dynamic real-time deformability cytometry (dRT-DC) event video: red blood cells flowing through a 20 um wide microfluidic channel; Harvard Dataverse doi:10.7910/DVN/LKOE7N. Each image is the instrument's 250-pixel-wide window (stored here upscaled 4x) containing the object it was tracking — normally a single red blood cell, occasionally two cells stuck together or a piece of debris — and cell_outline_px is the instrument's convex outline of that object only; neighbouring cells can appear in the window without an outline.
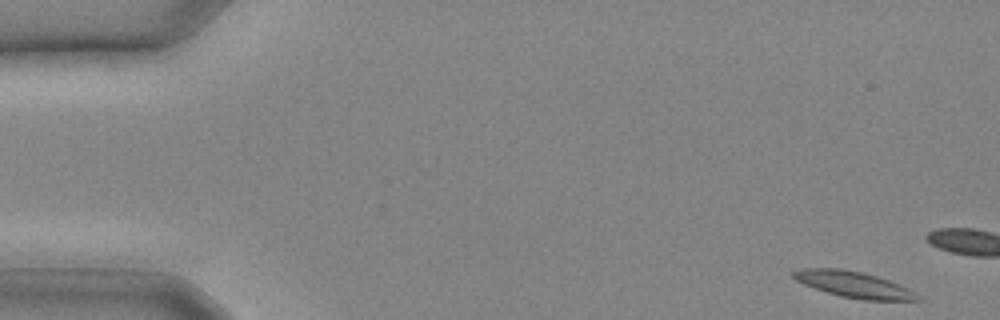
{"species": "common noctule bat (a hibernating species)", "species_latin": "Nyctalus noctula", "temperature_condition": "cold", "stored_images_in_passage": 28, "segment_of_instrument_passage": [1, 3], "camera_frame_rate_fps": 3000, "um_per_image_px": 0.085, "animal": {"sex": "male", "body_mass_g": 20.4}, "frame": {"image": 1, "passage_image": 1, "time_ms": 0.0, "image_size_px": [1000, 320], "cell_outline_px": [[924, 300], [864, 300], [840, 296], [804, 284], [796, 280], [792, 276], [792, 272], [804, 268], [840, 268], [860, 272], [876, 276], [888, 280], [908, 288]], "centroid_in_image_um": [72.57, 24.18], "position_along_channel_um": 12.4, "area_um2": 18.55}}